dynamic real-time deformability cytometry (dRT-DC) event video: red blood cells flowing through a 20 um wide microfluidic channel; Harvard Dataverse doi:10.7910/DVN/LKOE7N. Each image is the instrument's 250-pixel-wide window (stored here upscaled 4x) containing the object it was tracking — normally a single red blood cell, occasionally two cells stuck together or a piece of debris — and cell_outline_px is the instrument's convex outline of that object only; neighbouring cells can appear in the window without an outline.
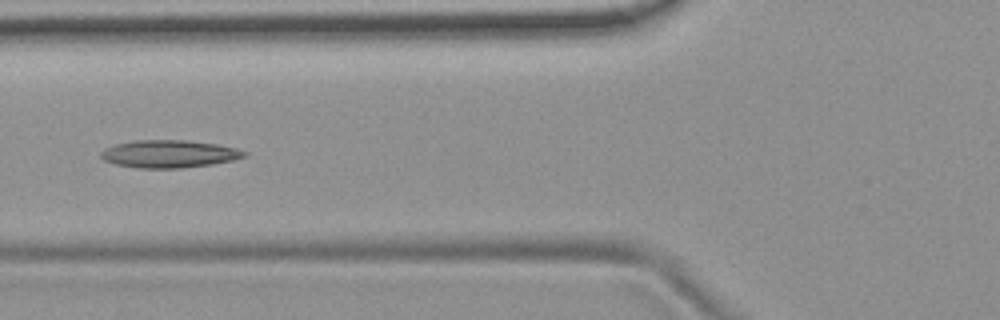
{"species": "common noctule bat (a hibernating species)", "species_latin": "Nyctalus noctula", "temperature_condition": "room temperature", "stored_images_in_passage": 8, "camera_frame_rate_fps": 3000, "um_per_image_px": 0.085, "animal": {"sex": "female", "body_mass_g": 19.9}, "frame": {"image": 1, "passage_image": 6, "time_ms": 5.667, "image_size_px": [1000, 320], "cell_outline_px": [[248, 156], [232, 160], [212, 164], [184, 168], [136, 168], [116, 164], [104, 160], [100, 156], [100, 152], [104, 148], [116, 144], [136, 140], [188, 140], [220, 144], [236, 148], [248, 152]], "centroid_in_image_um": [14.4, 13.08], "position_along_channel_um": 111.4, "area_um2": 23.29}}
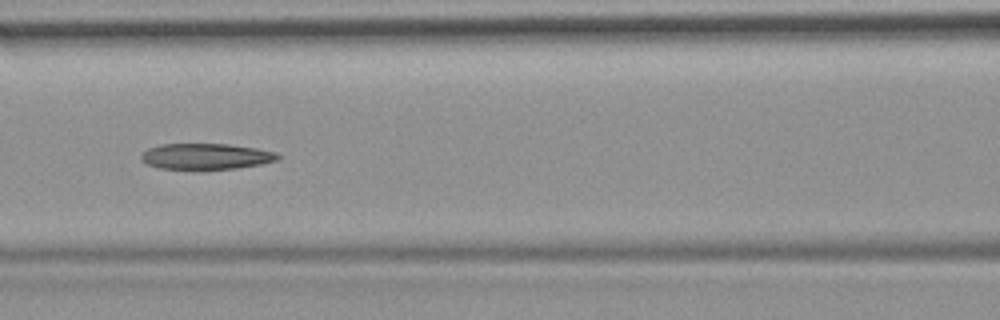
{"frame": {"image": 2, "passage_image": 7, "time_ms": 6.667, "image_size_px": [1000, 320], "cell_outline_px": [[280, 156], [276, 160], [260, 164], [236, 168], [196, 172], [160, 168], [148, 164], [140, 160], [140, 156], [148, 148], [160, 144], [228, 144], [256, 148], [276, 152]], "centroid_in_image_um": [17.46, 13.33], "position_along_channel_um": 149.1, "area_um2": 21.33}}
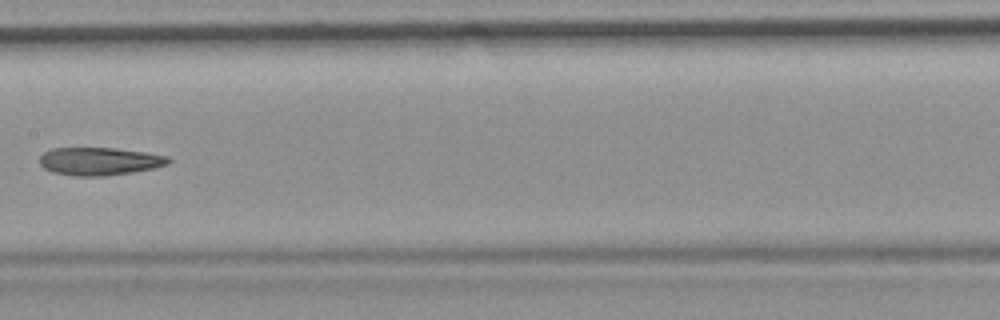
{"frame": {"image": 3, "passage_image": 8, "time_ms": 8.0, "image_size_px": [1000, 320], "cell_outline_px": [[172, 160], [168, 164], [152, 168], [132, 172], [104, 176], [76, 176], [52, 172], [44, 168], [40, 164], [40, 156], [44, 152], [52, 148], [116, 148], [144, 152], [168, 156]], "centroid_in_image_um": [8.45, 13.7], "position_along_channel_um": 199.0, "area_um2": 20.87}}